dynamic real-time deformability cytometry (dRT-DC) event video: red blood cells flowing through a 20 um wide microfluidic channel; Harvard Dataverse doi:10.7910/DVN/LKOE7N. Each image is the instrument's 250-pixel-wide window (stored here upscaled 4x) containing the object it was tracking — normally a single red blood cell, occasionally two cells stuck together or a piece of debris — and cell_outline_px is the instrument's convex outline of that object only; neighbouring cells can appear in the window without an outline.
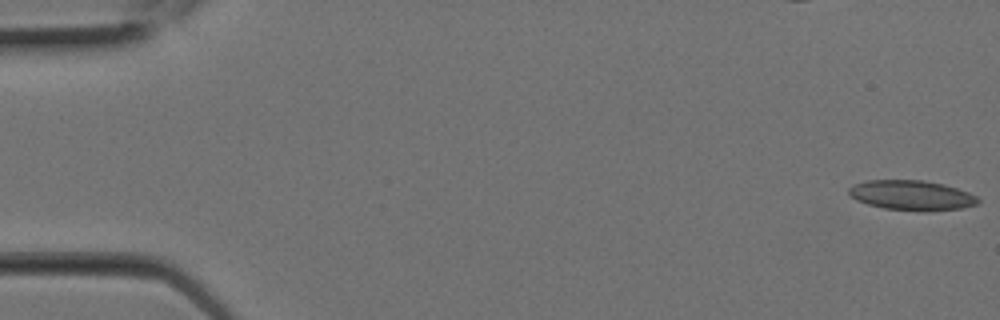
{"species": "Egyptian fruit bat (a non-hibernating species)", "species_latin": "Rousettus aegyptiacus", "temperature_condition": "room temperature", "stored_images_in_passage": 2, "camera_frame_rate_fps": 3000, "um_per_image_px": 0.085, "animal": {"sex": "female"}, "frame": {"image": 1, "passage_image": 1, "time_ms": 0.0, "image_size_px": [1000, 320], "cell_outline_px": [[980, 200], [976, 204], [960, 208], [928, 212], [920, 212], [884, 208], [868, 204], [856, 200], [848, 196], [848, 188], [852, 184], [868, 180], [920, 180], [944, 184], [968, 192], [976, 196]], "centroid_in_image_um": [77.44, 16.61], "position_along_channel_um": 7.6, "area_um2": 22.72}}
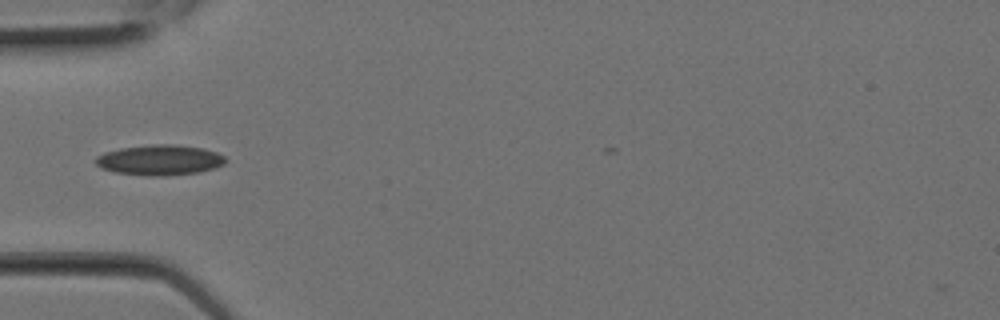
{"frame": {"image": 2, "passage_image": 2, "time_ms": 0.333, "image_size_px": [1000, 320], "cell_outline_px": [[228, 160], [224, 164], [216, 168], [200, 172], [164, 176], [152, 176], [116, 172], [100, 168], [92, 160], [96, 156], [104, 152], [120, 148], [152, 144], [176, 144], [204, 148], [216, 152], [224, 156]], "centroid_in_image_um": [13.58, 13.59], "position_along_channel_um": 71.4, "area_um2": 23.29}}